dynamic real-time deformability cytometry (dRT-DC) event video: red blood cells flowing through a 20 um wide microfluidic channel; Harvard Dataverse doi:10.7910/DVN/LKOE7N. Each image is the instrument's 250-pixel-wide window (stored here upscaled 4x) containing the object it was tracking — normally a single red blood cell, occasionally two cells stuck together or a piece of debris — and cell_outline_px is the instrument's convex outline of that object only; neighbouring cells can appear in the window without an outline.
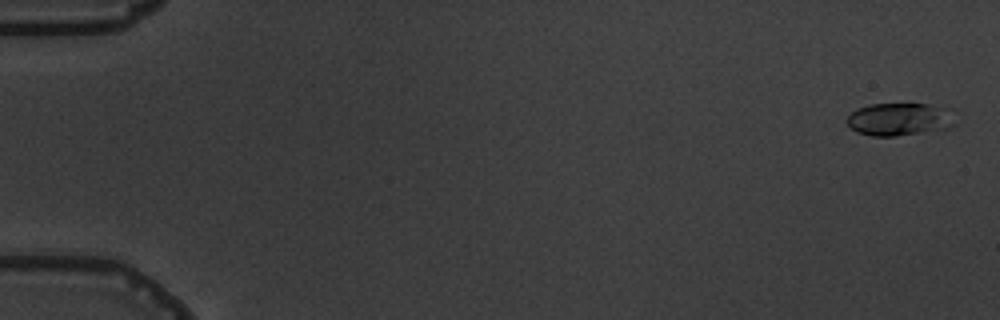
{"species": "common noctule bat (a hibernating species)", "species_latin": "Nyctalus noctula", "temperature_condition": "warm", "stored_images_in_passage": 7, "camera_frame_rate_fps": 3000, "um_per_image_px": 0.085, "animal": {"sex": "male", "body_mass_g": 19.5, "forearm_length_mm": 54.6}, "frame": {"image": 1, "passage_image": 1, "time_ms": 0.0, "image_size_px": [1000, 320], "cell_outline_px": [[956, 124], [948, 128], [896, 136], [872, 136], [856, 132], [844, 120], [856, 108], [868, 104], [928, 104], [952, 108]], "centroid_in_image_um": [76.48, 10.12], "position_along_channel_um": 8.5, "area_um2": 20.98}}
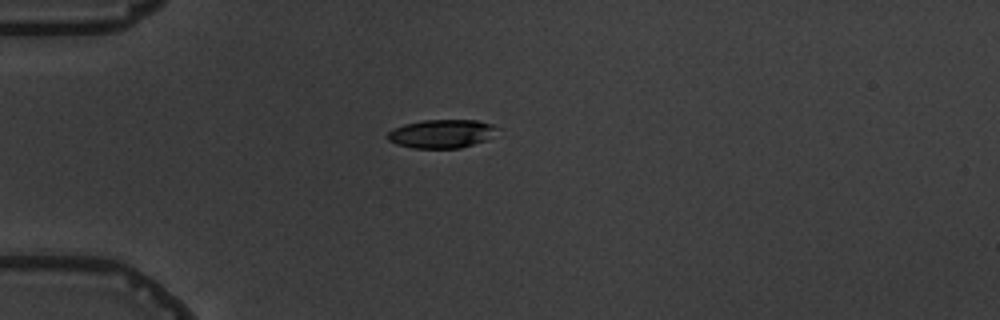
{"frame": {"image": 2, "passage_image": 5, "time_ms": 4.667, "image_size_px": [1000, 320], "cell_outline_px": [[500, 128], [484, 140], [460, 148], [412, 148], [396, 144], [388, 140], [388, 132], [404, 124], [424, 120], [476, 120], [492, 124]], "centroid_in_image_um": [37.52, 11.36], "position_along_channel_um": 47.5, "area_um2": 17.98}}
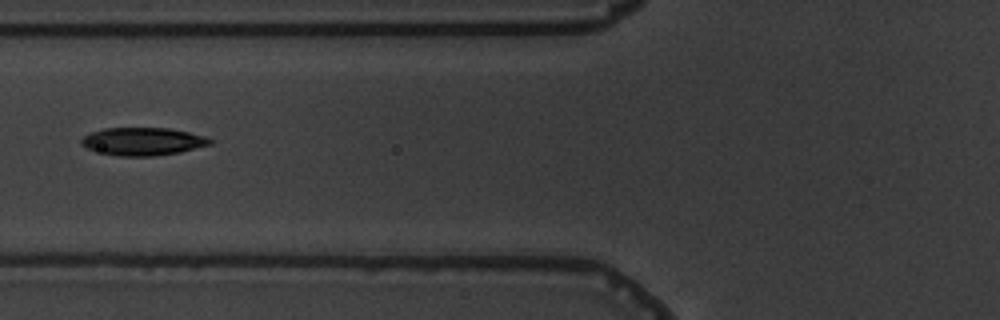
{"frame": {"image": 3, "passage_image": 7, "time_ms": 7.0, "image_size_px": [1000, 320], "cell_outline_px": [[212, 144], [180, 152], [156, 156], [120, 156], [88, 148], [80, 144], [80, 140], [84, 136], [92, 132], [104, 128], [168, 128], [188, 132], [204, 136], [212, 140]], "centroid_in_image_um": [12.16, 12.02], "position_along_channel_um": 113.6, "area_um2": 20.63}}